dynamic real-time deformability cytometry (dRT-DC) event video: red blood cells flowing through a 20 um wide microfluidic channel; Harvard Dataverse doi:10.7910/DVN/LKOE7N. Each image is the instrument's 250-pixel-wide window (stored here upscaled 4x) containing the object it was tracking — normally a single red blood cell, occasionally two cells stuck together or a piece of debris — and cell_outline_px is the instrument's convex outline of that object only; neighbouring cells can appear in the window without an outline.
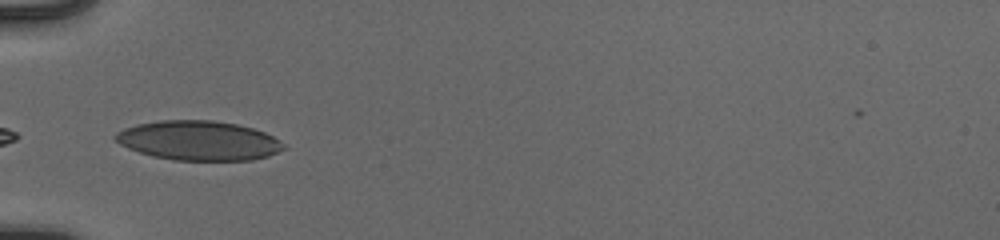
{"species": "human", "species_latin": "Homo sapiens", "temperature_condition": "cold", "stored_images_in_passage": 4, "camera_frame_rate_fps": 3000, "um_per_image_px": 0.085, "donor": {"sex": "male"}, "frame": {"image": 1, "passage_image": 1, "time_ms": 0.0, "image_size_px": [1000, 240], "cell_outline_px": [[288, 148], [268, 156], [252, 160], [172, 160], [152, 156], [128, 148], [120, 144], [112, 136], [116, 132], [124, 128], [136, 124], [160, 120], [212, 120], [236, 124], [252, 128], [264, 132], [280, 140]], "centroid_in_image_um": [16.88, 11.95], "position_along_channel_um": 68.1, "area_um2": 38.84}}